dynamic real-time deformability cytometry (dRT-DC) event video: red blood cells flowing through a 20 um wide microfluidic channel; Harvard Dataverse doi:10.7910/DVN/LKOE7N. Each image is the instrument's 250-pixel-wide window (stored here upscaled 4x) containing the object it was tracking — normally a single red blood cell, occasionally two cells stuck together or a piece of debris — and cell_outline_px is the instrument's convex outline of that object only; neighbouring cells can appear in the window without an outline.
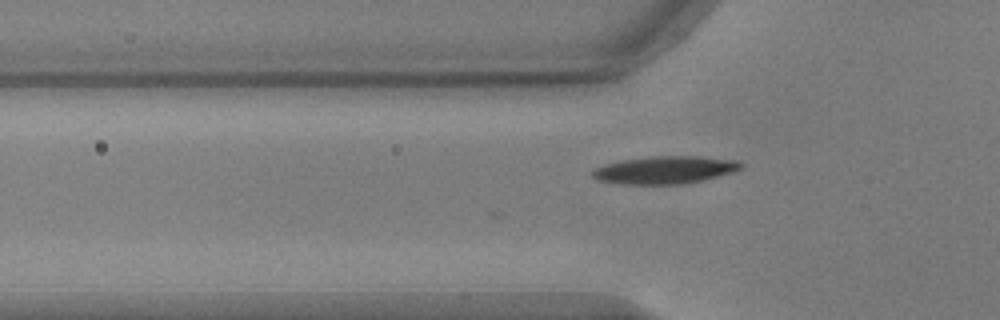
{"species": "common noctule bat (a hibernating species)", "species_latin": "Nyctalus noctula", "temperature_condition": "warm", "stored_images_in_passage": 5, "camera_frame_rate_fps": 3000, "um_per_image_px": 0.085, "animal": {"sex": "male", "body_mass_g": 17.9, "forearm_length_mm": 54.2}, "frame": {"image": 1, "passage_image": 5, "time_ms": 1.333, "image_size_px": [1000, 320], "cell_outline_px": [[744, 164], [740, 168], [732, 172], [704, 180], [684, 184], [624, 184], [596, 180], [592, 176], [592, 168], [604, 164], [620, 160], [648, 156], [700, 156], [736, 160]], "centroid_in_image_um": [56.47, 14.44], "position_along_channel_um": 69.3, "area_um2": 24.1}}